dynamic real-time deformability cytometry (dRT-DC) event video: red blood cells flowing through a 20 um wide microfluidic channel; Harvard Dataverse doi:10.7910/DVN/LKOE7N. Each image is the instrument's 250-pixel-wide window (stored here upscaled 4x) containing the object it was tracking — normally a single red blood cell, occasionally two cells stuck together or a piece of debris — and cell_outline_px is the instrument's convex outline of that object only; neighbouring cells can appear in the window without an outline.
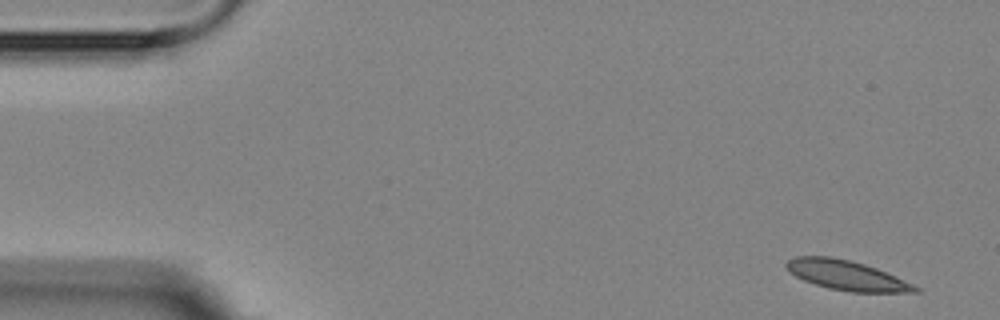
{"species": "Egyptian fruit bat (a non-hibernating species)", "species_latin": "Rousettus aegyptiacus", "temperature_condition": "room temperature", "stored_images_in_passage": 4, "camera_frame_rate_fps": 3000, "um_per_image_px": 0.085, "animal": {"sex": "female"}, "frame": {"image": 1, "passage_image": 1, "time_ms": 0.0, "image_size_px": [1000, 320], "cell_outline_px": [[920, 292], [852, 292], [828, 288], [804, 280], [796, 276], [784, 264], [788, 260], [796, 256], [832, 256], [864, 264], [876, 268], [912, 284], [920, 288]], "centroid_in_image_um": [71.95, 23.4], "position_along_channel_um": 13.0, "area_um2": 21.91}}